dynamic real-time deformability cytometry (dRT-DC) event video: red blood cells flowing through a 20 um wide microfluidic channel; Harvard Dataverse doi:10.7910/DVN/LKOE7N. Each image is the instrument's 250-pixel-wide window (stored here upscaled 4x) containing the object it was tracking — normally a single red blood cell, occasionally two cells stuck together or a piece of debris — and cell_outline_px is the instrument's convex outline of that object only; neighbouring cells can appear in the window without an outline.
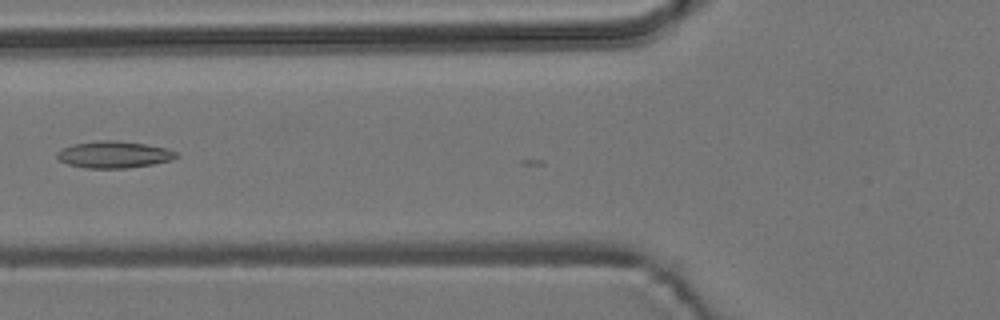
{"species": "common noctule bat (a hibernating species)", "species_latin": "Nyctalus noctula", "temperature_condition": "room temperature", "stored_images_in_passage": 6, "camera_frame_rate_fps": 3000, "um_per_image_px": 0.085, "animal": {"sex": "male", "body_mass_g": 19.2, "forearm_length_mm": 51.8}, "frame": {"image": 1, "passage_image": 5, "time_ms": 6.0, "image_size_px": [1000, 320], "cell_outline_px": [[180, 156], [172, 160], [152, 164], [128, 168], [84, 168], [68, 164], [60, 160], [56, 156], [56, 152], [72, 144], [96, 140], [116, 140], [144, 144], [168, 148], [176, 152]], "centroid_in_image_um": [9.69, 13.13], "position_along_channel_um": 116.1, "area_um2": 18.73}}
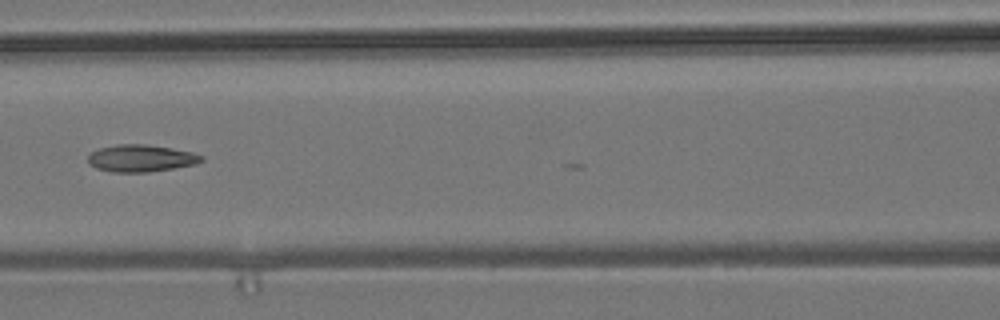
{"frame": {"image": 2, "passage_image": 6, "time_ms": 7.0, "image_size_px": [1000, 320], "cell_outline_px": [[204, 160], [196, 164], [148, 172], [112, 172], [96, 168], [88, 164], [88, 156], [92, 152], [100, 148], [116, 144], [144, 144], [172, 148], [192, 152], [204, 156]], "centroid_in_image_um": [11.98, 13.45], "position_along_channel_um": 154.6, "area_um2": 17.92}}